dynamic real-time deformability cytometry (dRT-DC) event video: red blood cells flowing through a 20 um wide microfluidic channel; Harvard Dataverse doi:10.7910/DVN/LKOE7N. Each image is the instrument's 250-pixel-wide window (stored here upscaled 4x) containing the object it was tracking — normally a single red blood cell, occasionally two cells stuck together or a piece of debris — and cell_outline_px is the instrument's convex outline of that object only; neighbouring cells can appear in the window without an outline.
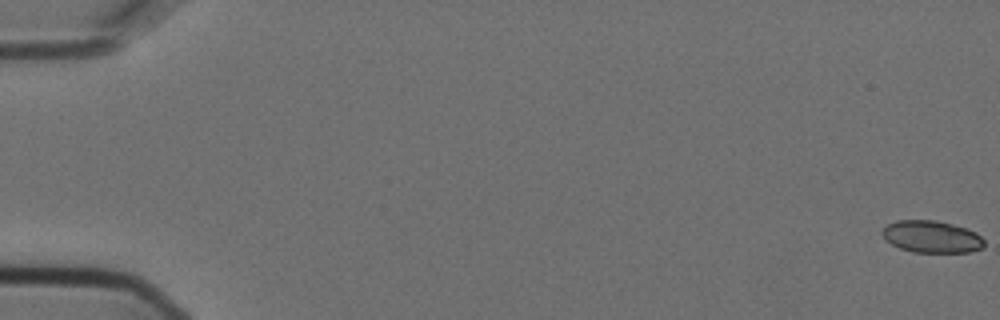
{"species": "Egyptian fruit bat (a non-hibernating species)", "species_latin": "Rousettus aegyptiacus", "temperature_condition": "cold", "stored_images_in_passage": 5, "camera_frame_rate_fps": 3000, "um_per_image_px": 0.085, "animal": {"sex": "female"}, "frame": {"image": 1, "passage_image": 1, "time_ms": 0.0, "image_size_px": [1000, 320], "cell_outline_px": [[984, 248], [968, 252], [912, 252], [900, 248], [884, 240], [880, 232], [888, 224], [896, 220], [936, 220], [968, 228], [976, 232], [984, 240]], "centroid_in_image_um": [79.18, 20.12], "position_along_channel_um": 5.8, "area_um2": 19.25}}
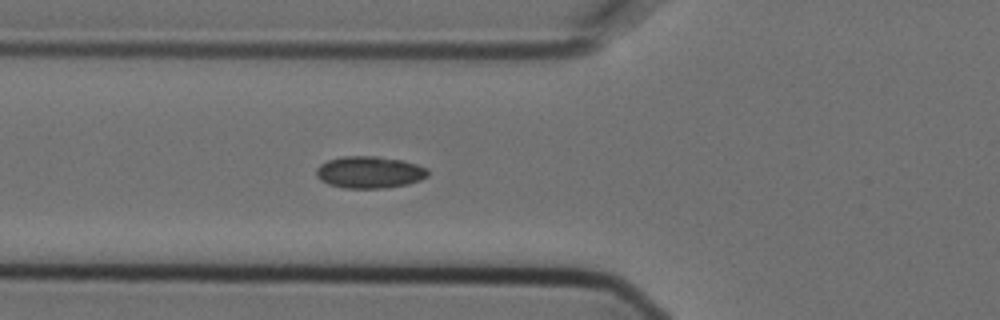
{"frame": {"image": 2, "passage_image": 5, "time_ms": 1.333, "image_size_px": [1000, 320], "cell_outline_px": [[428, 176], [420, 180], [408, 184], [384, 188], [344, 188], [328, 184], [320, 180], [316, 176], [316, 168], [320, 164], [328, 160], [344, 156], [376, 156], [400, 160], [416, 164], [428, 168]], "centroid_in_image_um": [31.39, 14.64], "position_along_channel_um": 94.4, "area_um2": 20.81}}